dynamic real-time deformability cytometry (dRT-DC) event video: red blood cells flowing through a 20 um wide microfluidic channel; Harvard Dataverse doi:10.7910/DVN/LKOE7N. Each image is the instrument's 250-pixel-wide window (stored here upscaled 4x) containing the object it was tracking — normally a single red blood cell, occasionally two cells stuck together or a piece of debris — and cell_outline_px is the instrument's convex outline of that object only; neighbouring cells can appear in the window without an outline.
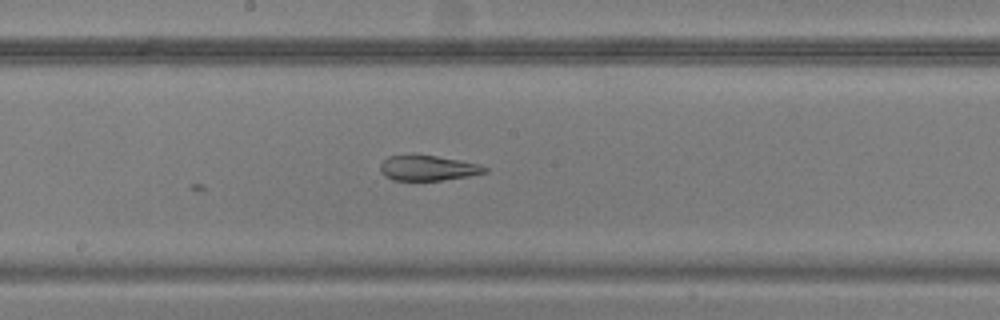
{"species": "common noctule bat (a hibernating species)", "species_latin": "Nyctalus noctula", "temperature_condition": "warm", "stored_images_in_passage": 17, "camera_frame_rate_fps": 3000, "um_per_image_px": 0.085, "animal": {"sex": "male", "body_mass_g": 20.5, "forearm_length_mm": 52.5}, "frame": {"image": 1, "passage_image": 17, "time_ms": 5.333, "image_size_px": [1000, 320], "cell_outline_px": [[488, 172], [468, 176], [440, 180], [392, 180], [384, 176], [380, 172], [380, 164], [388, 156], [412, 152], [460, 160], [480, 164], [488, 168]], "centroid_in_image_um": [36.32, 14.25], "position_along_channel_um": 211.9, "area_um2": 15.84}}